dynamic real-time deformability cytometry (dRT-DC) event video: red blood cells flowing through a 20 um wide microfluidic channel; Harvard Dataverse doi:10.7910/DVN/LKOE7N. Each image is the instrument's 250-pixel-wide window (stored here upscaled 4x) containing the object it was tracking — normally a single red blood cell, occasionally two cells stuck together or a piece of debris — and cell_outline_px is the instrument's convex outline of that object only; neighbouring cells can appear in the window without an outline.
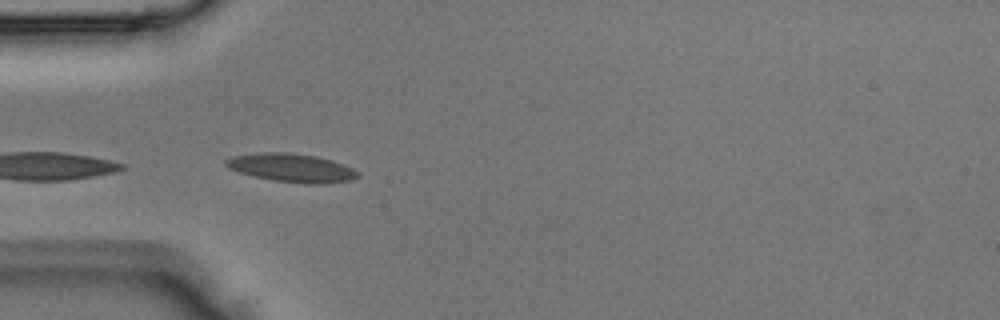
{"species": "Egyptian fruit bat (a non-hibernating species)", "species_latin": "Rousettus aegyptiacus", "temperature_condition": "room temperature", "stored_images_in_passage": 4, "camera_frame_rate_fps": 3000, "um_per_image_px": 0.085, "animal": {"sex": "male"}, "frame": {"image": 1, "passage_image": 4, "time_ms": 1.0, "image_size_px": [1000, 320], "cell_outline_px": [[360, 176], [352, 180], [316, 184], [304, 184], [272, 180], [240, 172], [228, 168], [224, 164], [224, 160], [232, 156], [256, 152], [288, 152], [316, 156], [332, 160], [344, 164], [360, 172]], "centroid_in_image_um": [24.79, 14.25], "position_along_channel_um": 60.2, "area_um2": 22.02}}